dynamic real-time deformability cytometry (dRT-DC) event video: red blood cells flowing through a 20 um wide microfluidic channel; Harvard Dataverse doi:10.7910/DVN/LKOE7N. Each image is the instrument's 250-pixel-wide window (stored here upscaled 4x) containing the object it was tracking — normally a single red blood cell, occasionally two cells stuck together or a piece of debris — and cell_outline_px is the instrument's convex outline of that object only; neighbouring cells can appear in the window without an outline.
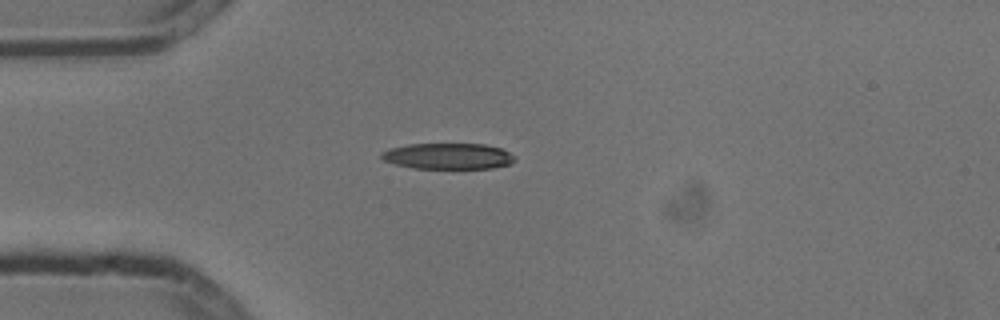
{"species": "common noctule bat (a hibernating species)", "species_latin": "Nyctalus noctula", "temperature_condition": "cold", "stored_images_in_passage": 1, "camera_frame_rate_fps": 3000, "um_per_image_px": 0.085, "animal": {"sex": "male", "body_mass_g": 13.3}, "frame": {"image": 1, "passage_image": 1, "time_ms": 0.0, "image_size_px": [1000, 320], "cell_outline_px": [[516, 160], [512, 164], [492, 168], [412, 168], [396, 164], [384, 160], [380, 156], [380, 152], [388, 148], [408, 144], [484, 144], [500, 148], [516, 156]], "centroid_in_image_um": [38.09, 13.27], "position_along_channel_um": 46.9, "area_um2": 20.29}}